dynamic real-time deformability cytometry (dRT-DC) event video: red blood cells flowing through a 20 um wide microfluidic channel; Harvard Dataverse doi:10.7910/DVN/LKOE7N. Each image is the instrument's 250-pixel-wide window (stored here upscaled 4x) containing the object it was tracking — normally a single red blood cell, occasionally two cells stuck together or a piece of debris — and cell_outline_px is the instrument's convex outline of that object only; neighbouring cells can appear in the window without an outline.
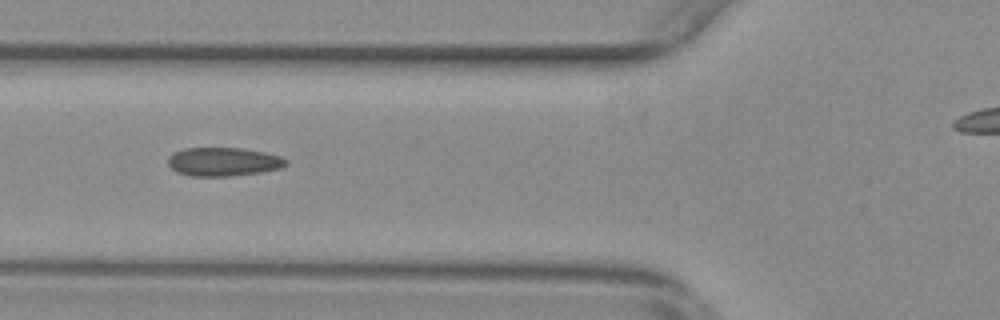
{"species": "common noctule bat (a hibernating species)", "species_latin": "Nyctalus noctula", "temperature_condition": "warm", "stored_images_in_passage": 34, "camera_frame_rate_fps": 3000, "um_per_image_px": 0.085, "animal": {"sex": "female", "body_mass_g": 29.2, "forearm_length_mm": 56.3}, "frame": {"image": 1, "passage_image": 6, "time_ms": 1.667, "image_size_px": [1000, 320], "cell_outline_px": [[288, 164], [280, 168], [260, 172], [228, 176], [188, 176], [176, 172], [168, 164], [168, 156], [172, 152], [184, 148], [240, 148], [264, 152], [280, 156], [288, 160]], "centroid_in_image_um": [18.95, 13.74], "position_along_channel_um": 106.8, "area_um2": 19.77}}
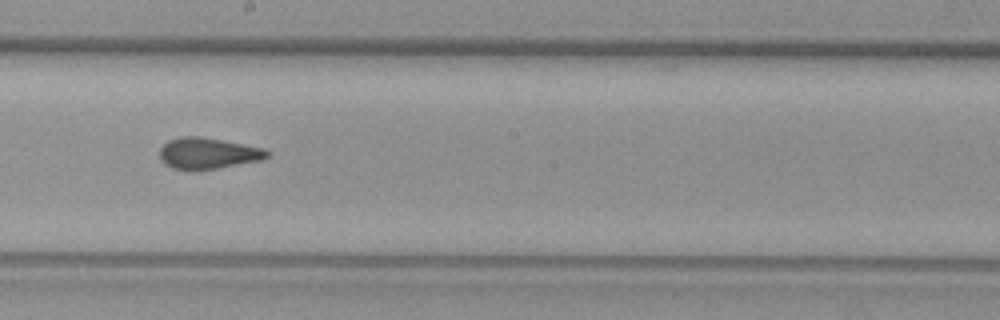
{"frame": {"image": 2, "passage_image": 16, "time_ms": 5.0, "image_size_px": [1000, 320], "cell_outline_px": [[268, 156], [264, 160], [196, 172], [192, 172], [172, 168], [164, 164], [160, 160], [160, 148], [168, 140], [184, 136], [200, 136], [264, 148], [268, 152]], "centroid_in_image_um": [17.64, 13.06], "position_along_channel_um": 230.6, "area_um2": 19.94}}
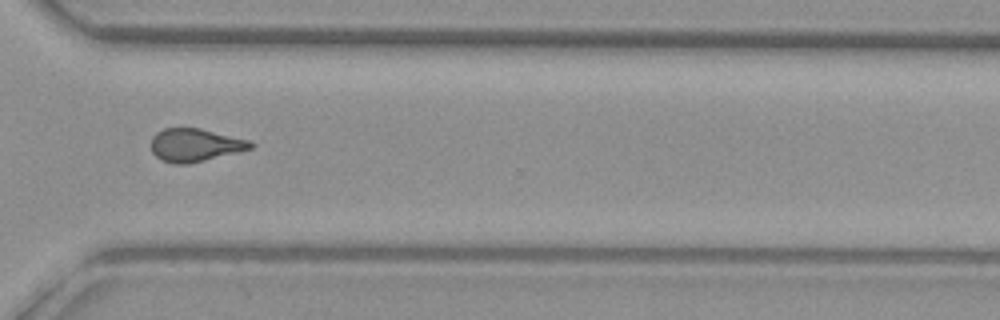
{"frame": {"image": 3, "passage_image": 26, "time_ms": 8.333, "image_size_px": [1000, 320], "cell_outline_px": [[256, 144], [252, 148], [188, 164], [172, 164], [160, 160], [152, 152], [152, 136], [156, 132], [164, 128], [200, 128], [252, 140]], "centroid_in_image_um": [16.59, 12.32], "position_along_channel_um": 354.0, "area_um2": 19.25}}